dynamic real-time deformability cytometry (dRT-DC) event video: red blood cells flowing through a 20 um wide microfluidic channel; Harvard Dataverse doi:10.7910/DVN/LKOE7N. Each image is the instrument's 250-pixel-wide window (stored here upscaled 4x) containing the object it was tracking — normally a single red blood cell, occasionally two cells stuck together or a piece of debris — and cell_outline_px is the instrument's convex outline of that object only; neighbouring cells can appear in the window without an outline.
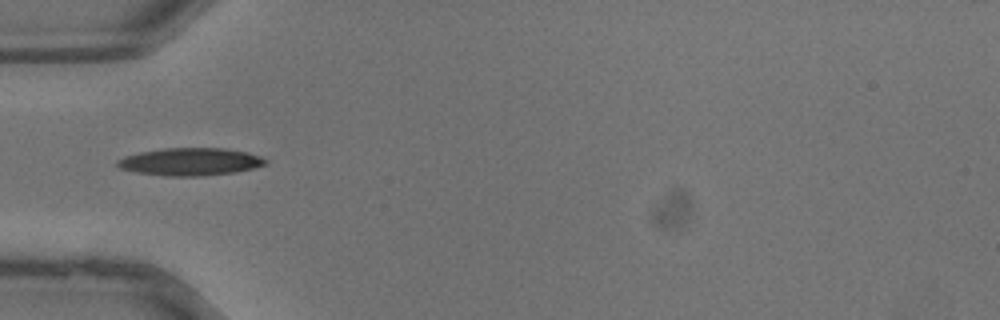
{"species": "common noctule bat (a hibernating species)", "species_latin": "Nyctalus noctula", "temperature_condition": "warm", "stored_images_in_passage": 18, "camera_frame_rate_fps": 3000, "um_per_image_px": 0.085, "animal": {"sex": "male", "body_mass_g": 13.3}, "frame": {"image": 1, "passage_image": 1, "time_ms": 0.0, "image_size_px": [1000, 320], "cell_outline_px": [[268, 164], [236, 172], [200, 176], [164, 176], [136, 172], [120, 168], [116, 164], [116, 160], [124, 156], [140, 152], [164, 148], [224, 148], [248, 152], [260, 156], [268, 160]], "centroid_in_image_um": [16.18, 13.74], "position_along_channel_um": 68.8, "area_um2": 23.93}}
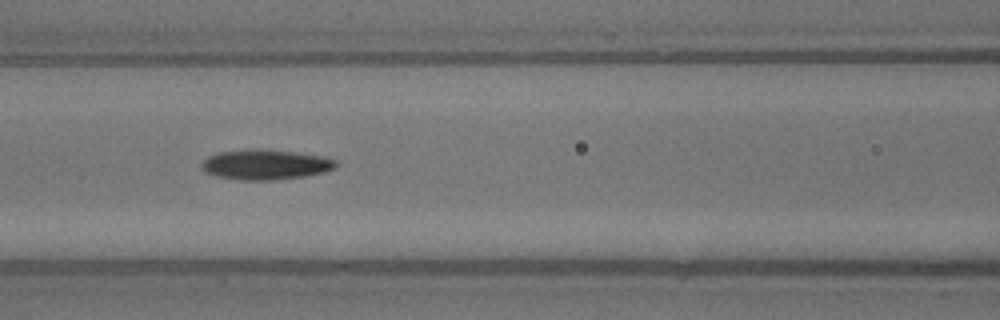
{"frame": {"image": 2, "passage_image": 5, "time_ms": 1.333, "image_size_px": [1000, 320], "cell_outline_px": [[336, 168], [324, 172], [304, 176], [268, 180], [240, 180], [216, 176], [204, 172], [200, 168], [200, 164], [208, 156], [220, 152], [256, 148], [292, 152], [320, 156], [336, 160]], "centroid_in_image_um": [22.51, 13.99], "position_along_channel_um": 144.1, "area_um2": 23.41}}
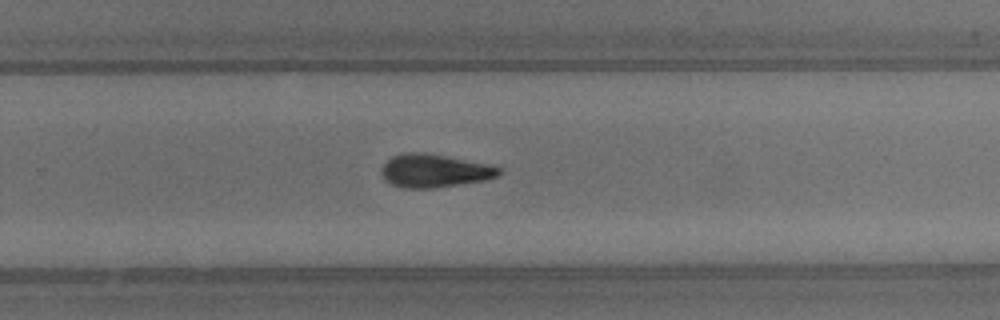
{"frame": {"image": 3, "passage_image": 13, "time_ms": 4.0, "image_size_px": [1000, 320], "cell_outline_px": [[500, 176], [484, 180], [436, 188], [404, 188], [392, 184], [384, 180], [380, 172], [380, 168], [392, 156], [408, 152], [424, 152], [496, 164], [500, 168]], "centroid_in_image_um": [36.96, 14.5], "position_along_channel_um": 292.8, "area_um2": 23.18}}